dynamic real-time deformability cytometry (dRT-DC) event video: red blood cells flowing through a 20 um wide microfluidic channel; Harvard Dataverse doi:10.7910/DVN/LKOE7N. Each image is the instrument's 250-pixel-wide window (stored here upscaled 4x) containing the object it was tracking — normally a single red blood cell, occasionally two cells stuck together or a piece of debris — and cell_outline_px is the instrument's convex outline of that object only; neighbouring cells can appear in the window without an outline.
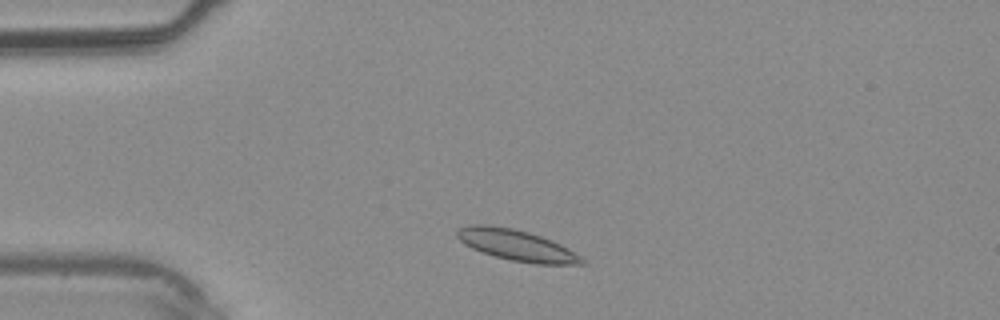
{"species": "common noctule bat (a hibernating species)", "species_latin": "Nyctalus noctula", "temperature_condition": "warm", "stored_images_in_passage": 33, "camera_frame_rate_fps": 3000, "um_per_image_px": 0.085, "animal": {"sex": "male", "body_mass_g": 20.4}, "frame": {"image": 1, "passage_image": 4, "time_ms": 1.0, "image_size_px": [1000, 320], "cell_outline_px": [[588, 264], [536, 264], [512, 260], [496, 256], [472, 248], [464, 244], [456, 236], [456, 232], [460, 228], [468, 224], [488, 224], [512, 228], [528, 232], [552, 240], [568, 248], [580, 256]], "centroid_in_image_um": [43.91, 20.83], "position_along_channel_um": 41.1, "area_um2": 22.37}}
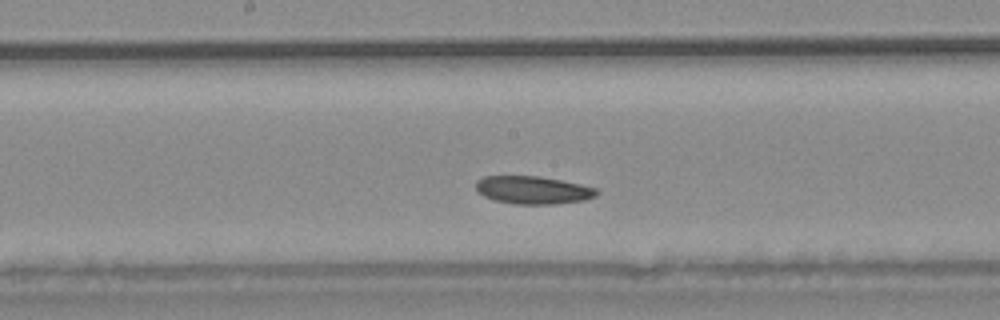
{"frame": {"image": 2, "passage_image": 15, "time_ms": 4.667, "image_size_px": [1000, 320], "cell_outline_px": [[600, 192], [596, 196], [584, 200], [552, 204], [512, 204], [496, 200], [484, 196], [476, 192], [476, 180], [484, 176], [540, 176], [580, 184], [596, 188]], "centroid_in_image_um": [45.29, 16.15], "position_along_channel_um": 202.9, "area_um2": 19.65}}
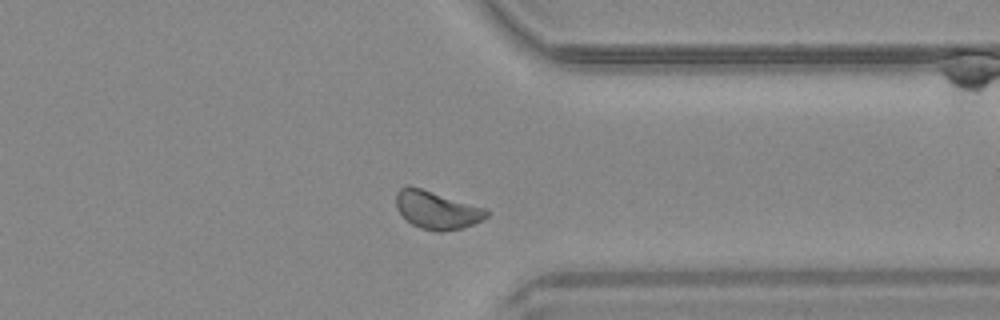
{"frame": {"image": 3, "passage_image": 25, "time_ms": 8.0, "image_size_px": [1000, 320], "cell_outline_px": [[488, 216], [464, 228], [444, 232], [436, 232], [420, 228], [412, 224], [396, 208], [396, 192], [400, 188], [408, 184], [484, 208], [488, 212]], "centroid_in_image_um": [37.09, 17.85], "position_along_channel_um": 374.3, "area_um2": 19.83}}